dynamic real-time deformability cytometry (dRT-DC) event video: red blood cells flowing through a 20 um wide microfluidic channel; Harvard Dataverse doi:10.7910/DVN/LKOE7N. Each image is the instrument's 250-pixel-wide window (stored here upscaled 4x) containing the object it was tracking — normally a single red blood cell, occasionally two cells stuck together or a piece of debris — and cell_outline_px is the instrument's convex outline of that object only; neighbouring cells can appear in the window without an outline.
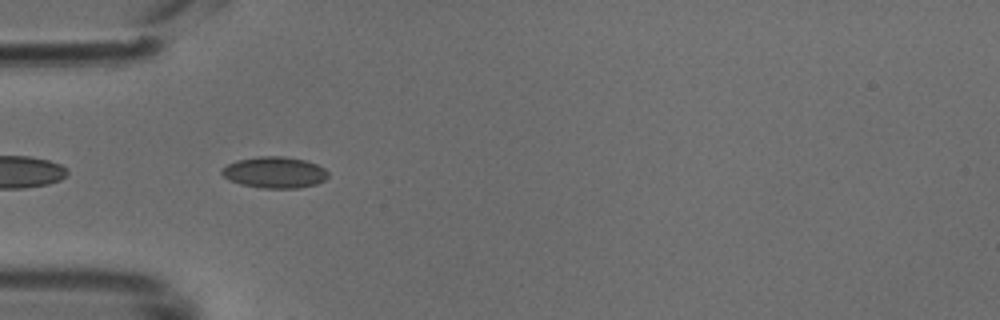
{"species": "common noctule bat (a hibernating species)", "species_latin": "Nyctalus noctula", "temperature_condition": "cold", "stored_images_in_passage": 36, "camera_frame_rate_fps": 3000, "um_per_image_px": 0.085, "animal": {"sex": "male", "body_mass_g": 18.8}, "frame": {"image": 1, "passage_image": 2, "time_ms": 0.333, "image_size_px": [1000, 320], "cell_outline_px": [[328, 176], [324, 180], [316, 184], [300, 188], [260, 188], [240, 184], [228, 180], [220, 172], [228, 164], [236, 160], [256, 156], [284, 156], [304, 160], [316, 164], [324, 168], [328, 172]], "centroid_in_image_um": [23.33, 14.65], "position_along_channel_um": 61.7, "area_um2": 19.48}}
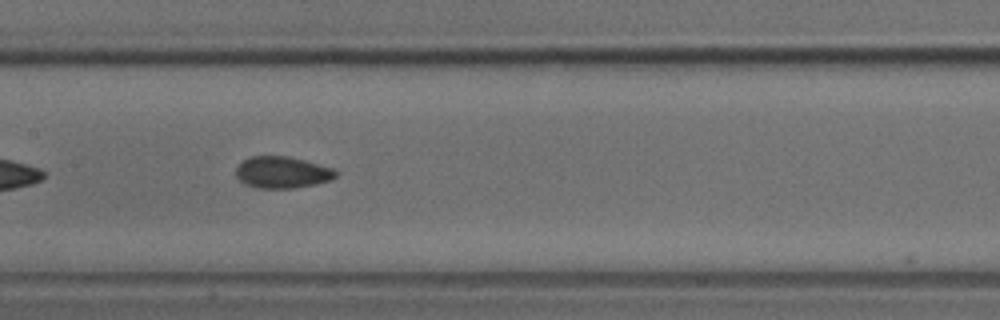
{"frame": {"image": 2, "passage_image": 11, "time_ms": 3.333, "image_size_px": [1000, 320], "cell_outline_px": [[340, 172], [336, 176], [328, 180], [316, 184], [292, 188], [260, 188], [244, 184], [236, 176], [236, 168], [244, 160], [252, 156], [288, 156], [304, 160], [332, 168]], "centroid_in_image_um": [23.99, 14.65], "position_along_channel_um": 183.4, "area_um2": 18.26}}
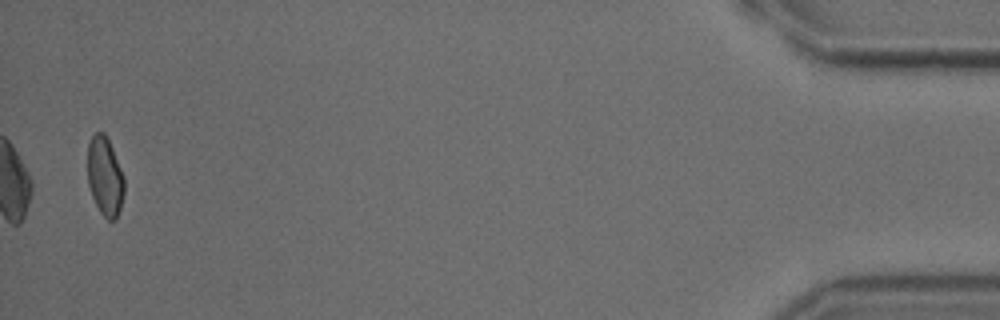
{"frame": {"image": 3, "passage_image": 35, "time_ms": 11.333, "image_size_px": [1000, 320], "cell_outline_px": [[124, 192], [120, 208], [116, 220], [108, 220], [100, 212], [92, 196], [88, 184], [88, 144], [92, 136], [96, 132], [104, 132], [112, 148], [124, 176]], "centroid_in_image_um": [8.92, 15.0], "position_along_channel_um": 426.3, "area_um2": 16.76}}